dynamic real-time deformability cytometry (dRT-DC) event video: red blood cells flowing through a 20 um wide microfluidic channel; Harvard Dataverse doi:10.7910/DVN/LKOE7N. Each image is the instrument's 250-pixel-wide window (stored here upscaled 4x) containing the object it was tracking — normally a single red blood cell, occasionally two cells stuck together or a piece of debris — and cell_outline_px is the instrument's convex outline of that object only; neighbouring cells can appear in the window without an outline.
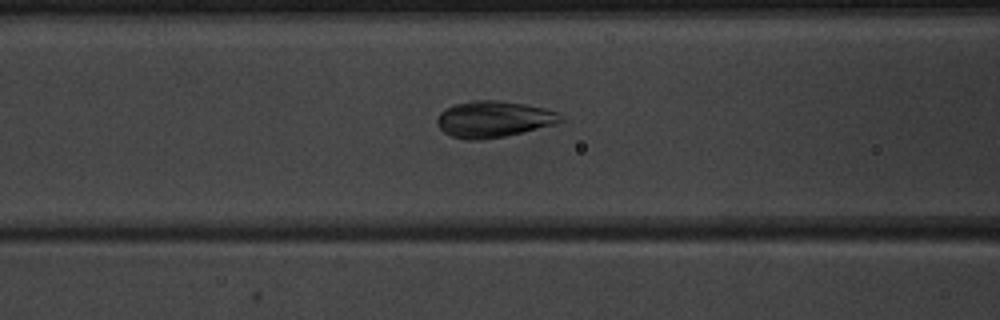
{"species": "common noctule bat (a hibernating species)", "species_latin": "Nyctalus noctula", "temperature_condition": "warm", "stored_images_in_passage": 52, "camera_frame_rate_fps": 3000, "um_per_image_px": 0.085, "animal": {"sex": "male", "body_mass_g": 20.1, "forearm_length_mm": 53.5}, "frame": {"image": 1, "passage_image": 22, "time_ms": 7.0, "image_size_px": [1000, 320], "cell_outline_px": [[568, 120], [556, 124], [504, 136], [480, 140], [468, 140], [452, 136], [444, 132], [436, 124], [436, 120], [440, 112], [456, 104], [472, 100], [496, 100], [524, 104], [544, 108], [560, 112]], "centroid_in_image_um": [42.01, 10.13], "position_along_channel_um": 124.6, "area_um2": 26.24}}
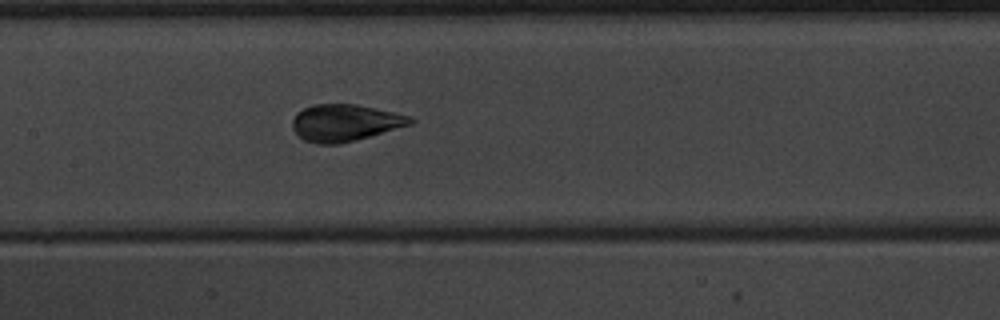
{"frame": {"image": 2, "passage_image": 26, "time_ms": 8.333, "image_size_px": [1000, 320], "cell_outline_px": [[416, 120], [412, 124], [372, 136], [340, 144], [316, 144], [304, 140], [296, 136], [292, 128], [292, 120], [296, 112], [304, 108], [316, 104], [356, 104], [412, 116]], "centroid_in_image_um": [29.31, 10.45], "position_along_channel_um": 178.1, "area_um2": 25.66}}
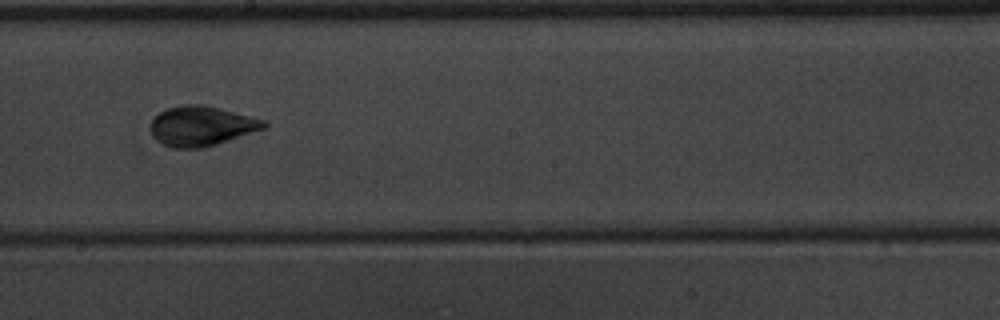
{"frame": {"image": 3, "passage_image": 30, "time_ms": 9.667, "image_size_px": [1000, 320], "cell_outline_px": [[268, 128], [204, 148], [172, 148], [156, 140], [152, 136], [152, 120], [160, 112], [168, 108], [184, 104], [200, 104], [264, 120], [268, 124]], "centroid_in_image_um": [17.14, 10.73], "position_along_channel_um": 231.1, "area_um2": 26.01}}